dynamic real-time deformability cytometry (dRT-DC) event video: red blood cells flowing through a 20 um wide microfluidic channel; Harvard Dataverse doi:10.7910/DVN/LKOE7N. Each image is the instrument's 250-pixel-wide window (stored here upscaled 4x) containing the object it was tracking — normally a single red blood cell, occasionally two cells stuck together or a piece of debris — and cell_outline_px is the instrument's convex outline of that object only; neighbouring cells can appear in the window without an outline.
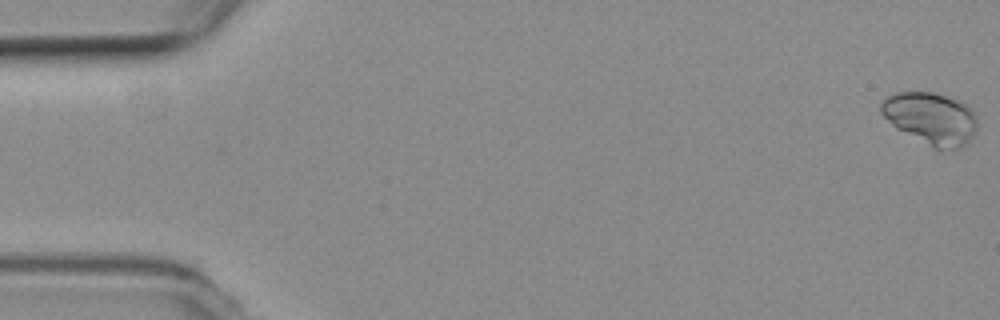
{"species": "common noctule bat (a hibernating species)", "species_latin": "Nyctalus noctula", "temperature_condition": "room temperature", "stored_images_in_passage": 54, "camera_frame_rate_fps": 3000, "um_per_image_px": 0.085, "animal": {"sex": "female", "body_mass_g": 19.3, "forearm_length_mm": 54.1}, "frame": {"image": 1, "passage_image": 1, "time_ms": 0.0, "image_size_px": [1000, 320], "cell_outline_px": [[976, 128], [972, 136], [960, 148], [940, 152], [932, 148], [896, 128], [880, 112], [880, 104], [888, 96], [896, 92], [932, 92], [960, 100], [972, 108], [976, 116]], "centroid_in_image_um": [79.13, 10.08], "position_along_channel_um": 5.9, "area_um2": 29.42}}
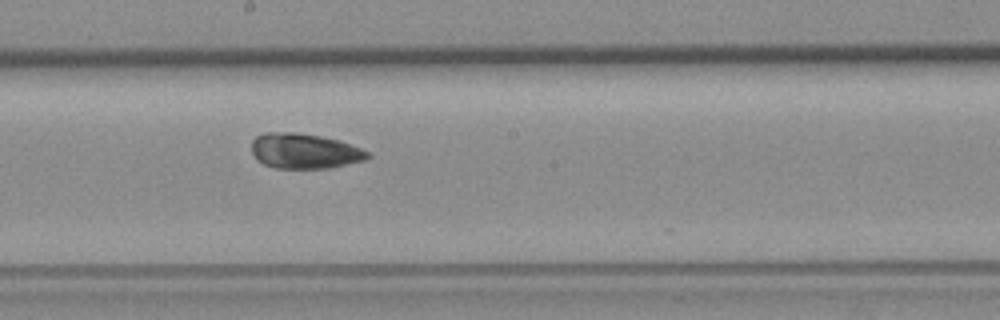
{"frame": {"image": 2, "passage_image": 28, "time_ms": 9.0, "image_size_px": [1000, 320], "cell_outline_px": [[372, 156], [368, 160], [332, 168], [276, 168], [264, 164], [256, 160], [252, 152], [252, 140], [256, 136], [264, 132], [296, 132], [320, 136], [340, 140], [360, 148], [368, 152]], "centroid_in_image_um": [25.9, 12.84], "position_along_channel_um": 222.3, "area_um2": 24.1}}
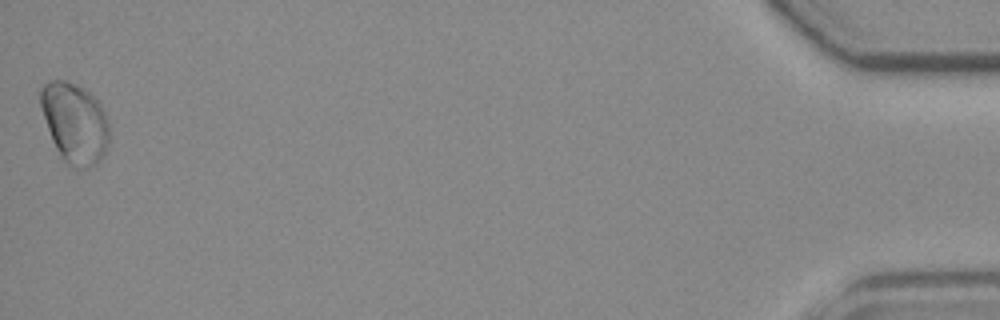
{"frame": {"image": 3, "passage_image": 54, "time_ms": 17.667, "image_size_px": [1000, 320], "cell_outline_px": [[108, 144], [100, 160], [88, 168], [72, 168], [60, 156], [52, 140], [40, 104], [40, 88], [48, 80], [64, 80], [84, 88], [100, 104], [108, 120]], "centroid_in_image_um": [6.34, 10.44], "position_along_channel_um": 428.9, "area_um2": 31.79}, "authors_computed_cell_mechanics": {"area_um2": 25.8655, "velocity_mm_per_s": 3.6693, "shape_relaxation_time_tau1_ms": null, "shape_relaxation_time_tau2_ms": 2.4661, "deformation_change_tau1": null, "deformation_change_tau2": 0.0753}}